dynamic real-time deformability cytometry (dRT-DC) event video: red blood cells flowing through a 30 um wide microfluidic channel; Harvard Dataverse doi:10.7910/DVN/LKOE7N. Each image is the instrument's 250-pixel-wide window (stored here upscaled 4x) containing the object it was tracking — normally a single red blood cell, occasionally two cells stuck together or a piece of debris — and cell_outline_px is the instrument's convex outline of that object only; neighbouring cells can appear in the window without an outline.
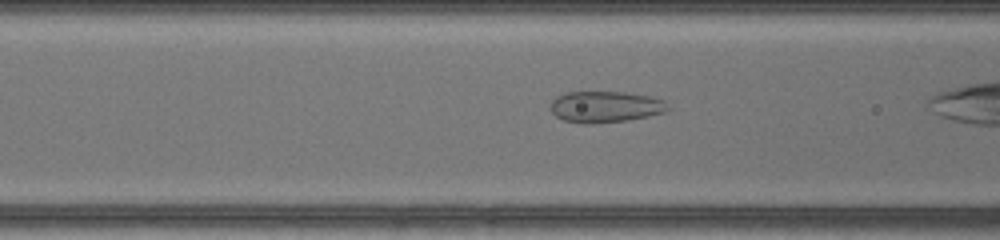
{"species": "common noctule bat (a hibernating species)", "species_latin": "Nyctalus noctula", "temperature_condition": "warm", "stored_images_in_passage": 23, "camera_frame_rate_fps": 3000, "um_per_image_px": 0.085, "animal": {"sex": "female", "body_mass_g": 17.0, "forearm_length_mm": 48.0}, "frame": {"image": 1, "passage_image": 18, "time_ms": 5.667, "image_size_px": [1000, 240], "cell_outline_px": [[672, 108], [664, 112], [648, 116], [628, 120], [592, 124], [580, 124], [564, 120], [556, 116], [552, 112], [552, 100], [556, 96], [568, 92], [624, 92], [652, 96], [664, 100]], "centroid_in_image_um": [51.49, 9.08], "position_along_channel_um": 115.1, "area_um2": 21.56}}
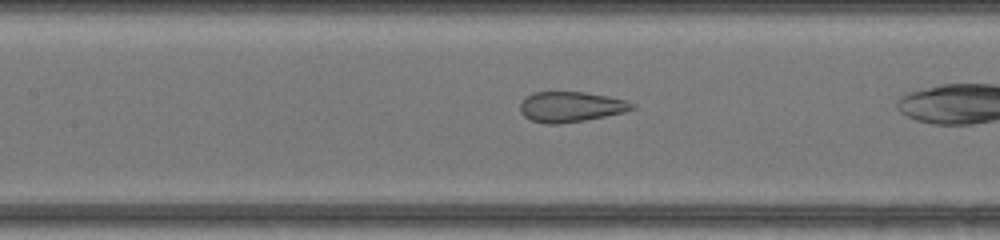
{"frame": {"image": 2, "passage_image": 21, "time_ms": 6.667, "image_size_px": [1000, 240], "cell_outline_px": [[636, 108], [624, 112], [584, 120], [560, 124], [548, 124], [532, 120], [524, 116], [520, 112], [520, 104], [524, 96], [532, 92], [584, 92], [608, 96], [624, 100], [636, 104]], "centroid_in_image_um": [48.49, 9.07], "position_along_channel_um": 158.9, "area_um2": 19.83}}